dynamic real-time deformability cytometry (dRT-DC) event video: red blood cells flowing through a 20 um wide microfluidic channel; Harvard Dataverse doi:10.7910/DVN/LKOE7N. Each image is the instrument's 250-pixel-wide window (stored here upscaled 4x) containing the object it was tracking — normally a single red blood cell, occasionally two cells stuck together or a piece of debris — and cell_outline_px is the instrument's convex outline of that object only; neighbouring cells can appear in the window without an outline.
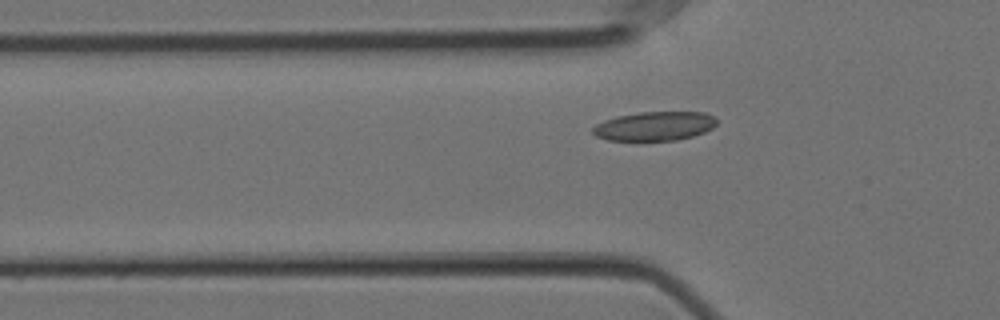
{"species": "Egyptian fruit bat (a non-hibernating species)", "species_latin": "Rousettus aegyptiacus", "temperature_condition": "cold", "stored_images_in_passage": 42, "camera_frame_rate_fps": 3000, "um_per_image_px": 0.085, "animal": {"sex": "female"}, "frame": {"image": 1, "passage_image": 13, "time_ms": 4.0, "image_size_px": [1000, 320], "cell_outline_px": [[716, 124], [712, 128], [704, 132], [692, 136], [676, 140], [608, 140], [596, 136], [592, 132], [592, 128], [596, 124], [604, 120], [616, 116], [640, 112], [704, 112], [712, 116], [716, 120]], "centroid_in_image_um": [55.61, 10.71], "position_along_channel_um": 70.2, "area_um2": 20.87}}
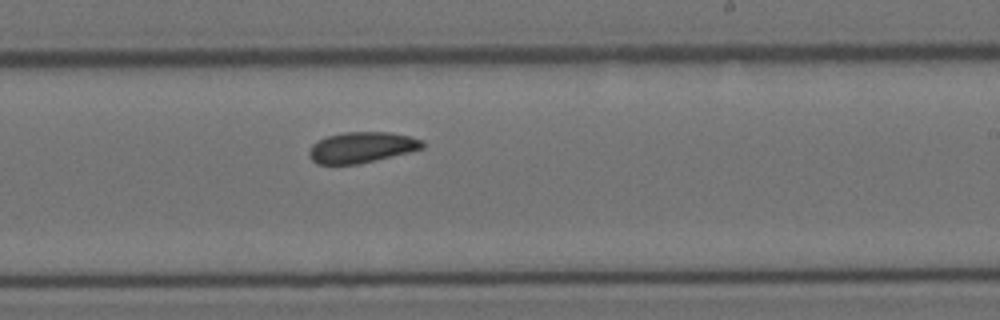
{"frame": {"image": 2, "passage_image": 29, "time_ms": 9.333, "image_size_px": [1000, 320], "cell_outline_px": [[424, 148], [408, 152], [356, 164], [316, 164], [308, 156], [308, 152], [312, 144], [316, 140], [328, 136], [344, 132], [388, 132], [408, 136], [424, 140]], "centroid_in_image_um": [30.7, 12.52], "position_along_channel_um": 258.3, "area_um2": 20.23}}
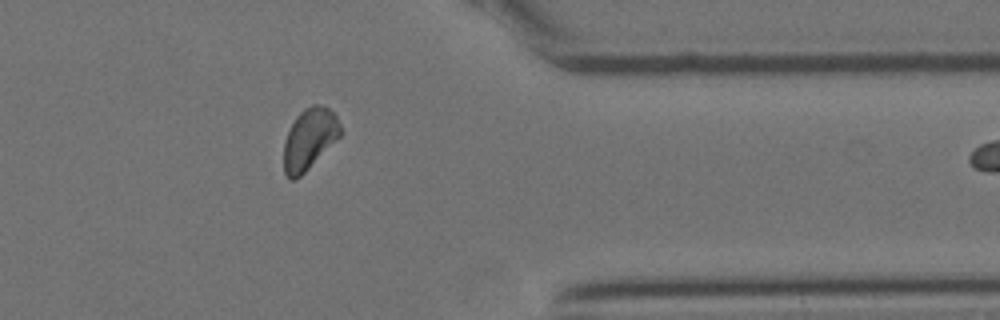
{"frame": {"image": 3, "passage_image": 41, "time_ms": 13.333, "image_size_px": [1000, 320], "cell_outline_px": [[344, 132], [296, 180], [292, 180], [284, 172], [284, 144], [288, 132], [296, 116], [304, 108], [312, 104], [316, 104], [328, 108], [336, 116]], "centroid_in_image_um": [26.31, 11.79], "position_along_channel_um": 385.1, "area_um2": 19.88}}